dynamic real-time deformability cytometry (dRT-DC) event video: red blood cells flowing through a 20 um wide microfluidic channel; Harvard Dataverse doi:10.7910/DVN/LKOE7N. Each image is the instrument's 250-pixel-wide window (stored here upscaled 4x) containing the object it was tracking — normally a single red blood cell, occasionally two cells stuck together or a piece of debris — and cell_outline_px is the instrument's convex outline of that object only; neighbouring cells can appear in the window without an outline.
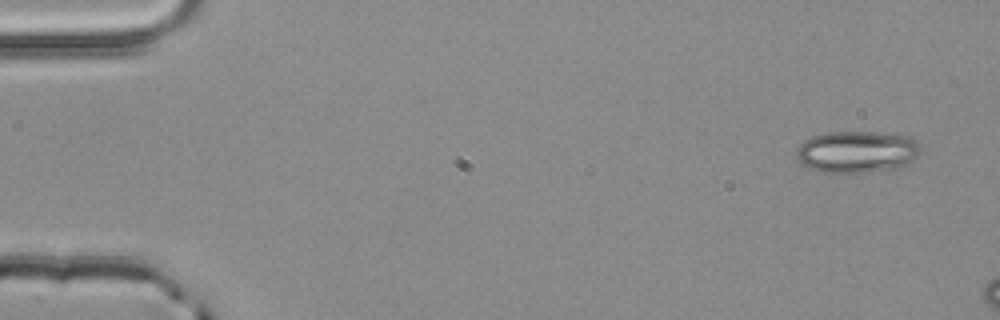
{"species": "common noctule bat (a hibernating species)", "species_latin": "Nyctalus noctula", "temperature_condition": "room temperature", "stored_images_in_passage": 3, "camera_frame_rate_fps": 3000, "um_per_image_px": 0.085, "animal": {"sex": "male", "body_mass_g": 20.4}, "frame": {"image": 1, "passage_image": 1, "time_ms": 0.0, "image_size_px": [1000, 320], "cell_outline_px": [[920, 152], [912, 160], [900, 168], [892, 172], [824, 172], [808, 168], [796, 156], [796, 148], [804, 140], [812, 136], [828, 132], [876, 132], [908, 136], [916, 140], [920, 148]], "centroid_in_image_um": [72.87, 12.92], "position_along_channel_um": 12.1, "area_um2": 30.58}}